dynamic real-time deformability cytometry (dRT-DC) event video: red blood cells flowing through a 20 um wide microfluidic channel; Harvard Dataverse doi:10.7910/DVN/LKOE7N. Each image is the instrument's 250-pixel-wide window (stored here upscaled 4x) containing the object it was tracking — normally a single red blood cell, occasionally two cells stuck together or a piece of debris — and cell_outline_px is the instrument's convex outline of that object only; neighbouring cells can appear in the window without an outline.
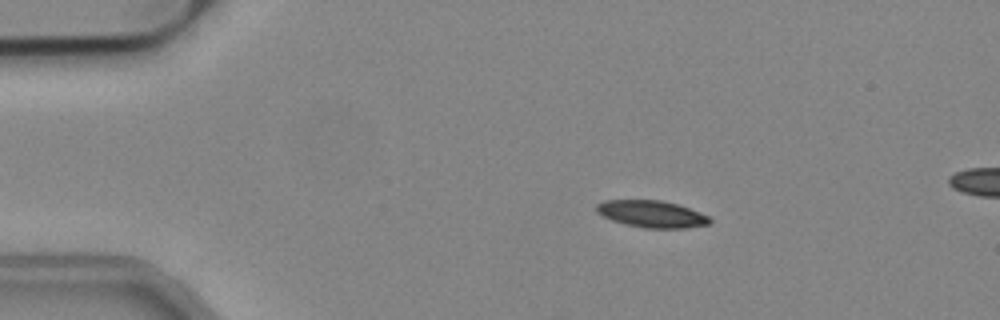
{"species": "common noctule bat (a hibernating species)", "species_latin": "Nyctalus noctula", "temperature_condition": "cold", "stored_images_in_passage": 11, "camera_frame_rate_fps": 3000, "um_per_image_px": 0.085, "animal": {"sex": "male", "body_mass_g": 19.2, "forearm_length_mm": 51.8}, "frame": {"image": 1, "passage_image": 4, "time_ms": 1.0, "image_size_px": [1000, 320], "cell_outline_px": [[712, 220], [708, 224], [684, 228], [644, 228], [624, 224], [612, 220], [596, 212], [596, 204], [604, 200], [660, 200], [680, 204], [700, 212], [708, 216]], "centroid_in_image_um": [55.39, 18.18], "position_along_channel_um": 29.6, "area_um2": 17.86}}